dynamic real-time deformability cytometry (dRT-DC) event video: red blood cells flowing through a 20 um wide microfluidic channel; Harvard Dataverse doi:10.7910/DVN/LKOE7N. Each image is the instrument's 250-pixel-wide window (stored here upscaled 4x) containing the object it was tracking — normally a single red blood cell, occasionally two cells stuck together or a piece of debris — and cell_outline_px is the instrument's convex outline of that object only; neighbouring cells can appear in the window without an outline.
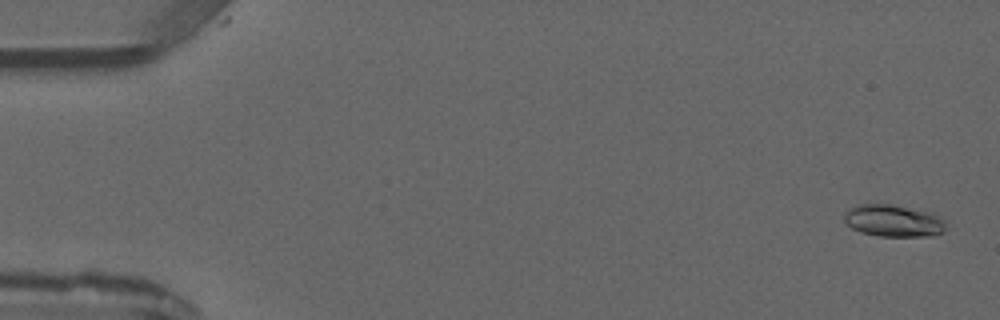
{"species": "common noctule bat (a hibernating species)", "species_latin": "Nyctalus noctula", "temperature_condition": "warm", "stored_images_in_passage": 2, "camera_frame_rate_fps": 3000, "um_per_image_px": 0.085, "animal": {"sex": "male", "forearm_length_mm": 52.5}, "frame": {"image": 1, "passage_image": 1, "time_ms": 0.0, "image_size_px": [1000, 320], "cell_outline_px": [[948, 220], [944, 232], [932, 236], [880, 236], [860, 232], [852, 228], [844, 220], [844, 212], [848, 208], [860, 204], [892, 204], [932, 212]], "centroid_in_image_um": [75.99, 18.76], "position_along_channel_um": 9.0, "area_um2": 19.36}}